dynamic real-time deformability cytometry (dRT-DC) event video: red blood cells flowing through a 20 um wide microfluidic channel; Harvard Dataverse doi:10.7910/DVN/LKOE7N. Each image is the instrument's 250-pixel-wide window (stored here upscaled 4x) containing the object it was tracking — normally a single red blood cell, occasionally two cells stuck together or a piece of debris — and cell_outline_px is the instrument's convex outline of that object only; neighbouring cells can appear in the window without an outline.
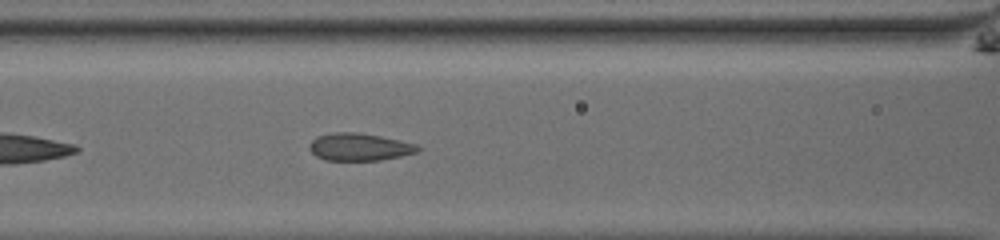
{"species": "common noctule bat (a hibernating species)", "species_latin": "Nyctalus noctula", "temperature_condition": "room temperature", "stored_images_in_passage": 32, "camera_frame_rate_fps": 3000, "um_per_image_px": 0.085, "animal": {"sex": "male", "body_mass_g": 13.0, "forearm_length_mm": 53.1}, "frame": {"image": 1, "passage_image": 6, "time_ms": 1.667, "image_size_px": [1000, 240], "cell_outline_px": [[424, 148], [420, 152], [380, 160], [324, 160], [316, 156], [308, 148], [308, 144], [316, 136], [332, 132], [356, 132], [380, 136], [400, 140], [416, 144]], "centroid_in_image_um": [30.56, 12.49], "position_along_channel_um": 136.0, "area_um2": 17.57}}
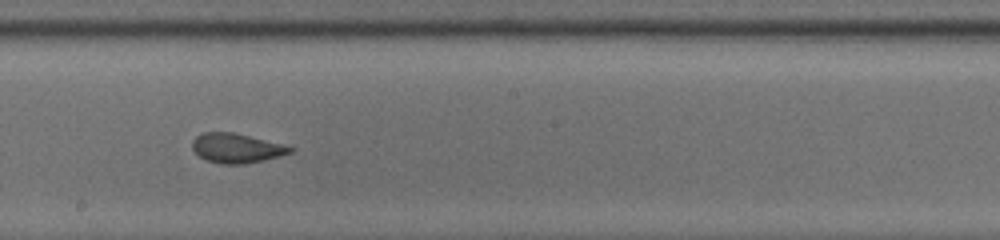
{"frame": {"image": 2, "passage_image": 13, "time_ms": 4.0, "image_size_px": [1000, 240], "cell_outline_px": [[296, 148], [292, 152], [264, 160], [244, 164], [220, 164], [208, 160], [200, 156], [192, 148], [192, 140], [196, 136], [204, 132], [232, 132]], "centroid_in_image_um": [20.08, 12.59], "position_along_channel_um": 228.1, "area_um2": 16.53}}
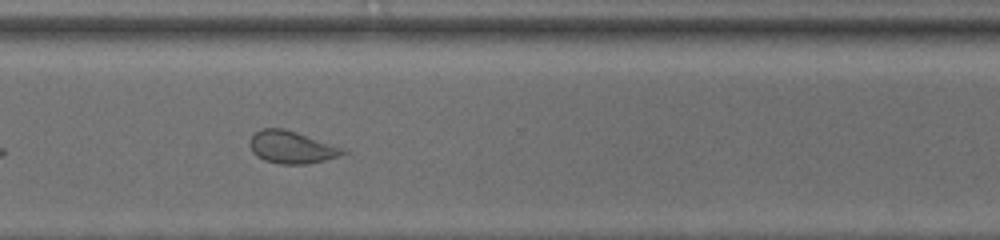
{"frame": {"image": 3, "passage_image": 22, "time_ms": 7.0, "image_size_px": [1000, 240], "cell_outline_px": [[348, 152], [340, 156], [308, 164], [280, 164], [264, 160], [256, 156], [252, 152], [248, 144], [248, 140], [260, 128], [284, 128], [348, 148]], "centroid_in_image_um": [24.81, 12.51], "position_along_channel_um": 345.8, "area_um2": 18.03}, "authors_computed_cell_mechanics": {"area_um2": 17.5423, "velocity_mm_per_s": 3.938, "shape_relaxation_time_tau1_ms": 4.9262, "shape_relaxation_time_tau2_ms": 0.6254, "deformation_change_tau1": 0.1572, "deformation_change_tau2": 0.0539}}